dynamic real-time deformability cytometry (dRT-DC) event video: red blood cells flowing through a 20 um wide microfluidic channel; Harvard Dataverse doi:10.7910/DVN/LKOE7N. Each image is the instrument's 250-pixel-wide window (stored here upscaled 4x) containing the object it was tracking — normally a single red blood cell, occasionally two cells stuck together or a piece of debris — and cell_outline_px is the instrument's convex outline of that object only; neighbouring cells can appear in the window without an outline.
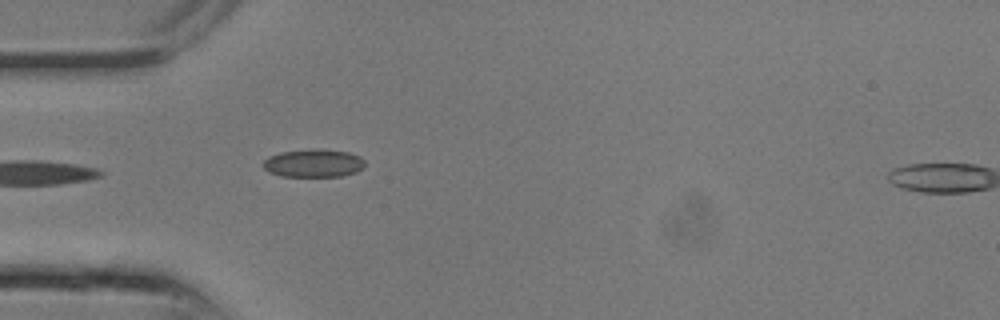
{"species": "common noctule bat (a hibernating species)", "species_latin": "Nyctalus noctula", "temperature_condition": "room temperature", "stored_images_in_passage": 7, "camera_frame_rate_fps": 3000, "um_per_image_px": 0.085, "animal": {"sex": "male", "body_mass_g": 13.3}, "frame": {"image": 1, "passage_image": 7, "time_ms": 2.0, "image_size_px": [1000, 320], "cell_outline_px": [[364, 168], [356, 172], [340, 176], [280, 176], [268, 172], [264, 168], [264, 160], [268, 156], [280, 152], [316, 148], [320, 148], [348, 152], [360, 156], [364, 160]], "centroid_in_image_um": [26.65, 13.86], "position_along_channel_um": 58.3, "area_um2": 16.76}}